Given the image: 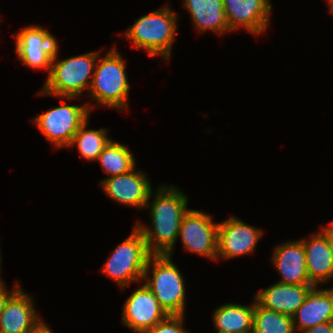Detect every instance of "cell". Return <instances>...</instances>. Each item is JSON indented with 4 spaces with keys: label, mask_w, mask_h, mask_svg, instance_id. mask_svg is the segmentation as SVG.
I'll use <instances>...</instances> for the list:
<instances>
[{
    "label": "cell",
    "mask_w": 333,
    "mask_h": 333,
    "mask_svg": "<svg viewBox=\"0 0 333 333\" xmlns=\"http://www.w3.org/2000/svg\"><path fill=\"white\" fill-rule=\"evenodd\" d=\"M171 258L167 254L151 255L142 281L168 315H185V280Z\"/></svg>",
    "instance_id": "obj_5"
},
{
    "label": "cell",
    "mask_w": 333,
    "mask_h": 333,
    "mask_svg": "<svg viewBox=\"0 0 333 333\" xmlns=\"http://www.w3.org/2000/svg\"><path fill=\"white\" fill-rule=\"evenodd\" d=\"M223 6L231 32L242 27L258 36L269 27L270 0H223Z\"/></svg>",
    "instance_id": "obj_13"
},
{
    "label": "cell",
    "mask_w": 333,
    "mask_h": 333,
    "mask_svg": "<svg viewBox=\"0 0 333 333\" xmlns=\"http://www.w3.org/2000/svg\"><path fill=\"white\" fill-rule=\"evenodd\" d=\"M333 234V222L331 221L328 226H325Z\"/></svg>",
    "instance_id": "obj_29"
},
{
    "label": "cell",
    "mask_w": 333,
    "mask_h": 333,
    "mask_svg": "<svg viewBox=\"0 0 333 333\" xmlns=\"http://www.w3.org/2000/svg\"><path fill=\"white\" fill-rule=\"evenodd\" d=\"M168 316L145 284L129 296L122 309L123 325L137 333H144Z\"/></svg>",
    "instance_id": "obj_11"
},
{
    "label": "cell",
    "mask_w": 333,
    "mask_h": 333,
    "mask_svg": "<svg viewBox=\"0 0 333 333\" xmlns=\"http://www.w3.org/2000/svg\"><path fill=\"white\" fill-rule=\"evenodd\" d=\"M313 287L292 316L295 331L301 333L317 324L333 321V287Z\"/></svg>",
    "instance_id": "obj_17"
},
{
    "label": "cell",
    "mask_w": 333,
    "mask_h": 333,
    "mask_svg": "<svg viewBox=\"0 0 333 333\" xmlns=\"http://www.w3.org/2000/svg\"><path fill=\"white\" fill-rule=\"evenodd\" d=\"M88 120L89 118L80 126L68 147L76 146L82 158L96 161L111 138L108 137L106 128L87 129Z\"/></svg>",
    "instance_id": "obj_22"
},
{
    "label": "cell",
    "mask_w": 333,
    "mask_h": 333,
    "mask_svg": "<svg viewBox=\"0 0 333 333\" xmlns=\"http://www.w3.org/2000/svg\"><path fill=\"white\" fill-rule=\"evenodd\" d=\"M142 171L134 168L128 173L105 178L100 181L102 190L119 204L143 209L153 189Z\"/></svg>",
    "instance_id": "obj_12"
},
{
    "label": "cell",
    "mask_w": 333,
    "mask_h": 333,
    "mask_svg": "<svg viewBox=\"0 0 333 333\" xmlns=\"http://www.w3.org/2000/svg\"><path fill=\"white\" fill-rule=\"evenodd\" d=\"M331 244H332V247H333V234L331 233Z\"/></svg>",
    "instance_id": "obj_31"
},
{
    "label": "cell",
    "mask_w": 333,
    "mask_h": 333,
    "mask_svg": "<svg viewBox=\"0 0 333 333\" xmlns=\"http://www.w3.org/2000/svg\"><path fill=\"white\" fill-rule=\"evenodd\" d=\"M0 249H1V248H0ZM1 254H2V252H1V250H0V271H1V268H2V267H1V266H2V260H1V259H2V255H1ZM0 273H1V272H0ZM2 281H3V280L0 278V282H2Z\"/></svg>",
    "instance_id": "obj_30"
},
{
    "label": "cell",
    "mask_w": 333,
    "mask_h": 333,
    "mask_svg": "<svg viewBox=\"0 0 333 333\" xmlns=\"http://www.w3.org/2000/svg\"><path fill=\"white\" fill-rule=\"evenodd\" d=\"M177 19V15L167 4L141 16L123 35L125 39L132 41V47L135 49H144L151 57L159 55L165 61H169L178 34Z\"/></svg>",
    "instance_id": "obj_3"
},
{
    "label": "cell",
    "mask_w": 333,
    "mask_h": 333,
    "mask_svg": "<svg viewBox=\"0 0 333 333\" xmlns=\"http://www.w3.org/2000/svg\"><path fill=\"white\" fill-rule=\"evenodd\" d=\"M292 316L261 306L254 298L252 333H295Z\"/></svg>",
    "instance_id": "obj_23"
},
{
    "label": "cell",
    "mask_w": 333,
    "mask_h": 333,
    "mask_svg": "<svg viewBox=\"0 0 333 333\" xmlns=\"http://www.w3.org/2000/svg\"><path fill=\"white\" fill-rule=\"evenodd\" d=\"M105 54L97 58L88 97L100 106L127 110L130 87L126 64L115 46Z\"/></svg>",
    "instance_id": "obj_4"
},
{
    "label": "cell",
    "mask_w": 333,
    "mask_h": 333,
    "mask_svg": "<svg viewBox=\"0 0 333 333\" xmlns=\"http://www.w3.org/2000/svg\"><path fill=\"white\" fill-rule=\"evenodd\" d=\"M185 315H169L166 319L159 322L144 333H189L183 328Z\"/></svg>",
    "instance_id": "obj_24"
},
{
    "label": "cell",
    "mask_w": 333,
    "mask_h": 333,
    "mask_svg": "<svg viewBox=\"0 0 333 333\" xmlns=\"http://www.w3.org/2000/svg\"><path fill=\"white\" fill-rule=\"evenodd\" d=\"M301 333H333V321L317 324Z\"/></svg>",
    "instance_id": "obj_25"
},
{
    "label": "cell",
    "mask_w": 333,
    "mask_h": 333,
    "mask_svg": "<svg viewBox=\"0 0 333 333\" xmlns=\"http://www.w3.org/2000/svg\"><path fill=\"white\" fill-rule=\"evenodd\" d=\"M272 256V263L281 276L278 283L313 285L307 272L305 248L301 239L276 245Z\"/></svg>",
    "instance_id": "obj_16"
},
{
    "label": "cell",
    "mask_w": 333,
    "mask_h": 333,
    "mask_svg": "<svg viewBox=\"0 0 333 333\" xmlns=\"http://www.w3.org/2000/svg\"><path fill=\"white\" fill-rule=\"evenodd\" d=\"M314 285H290L274 283L255 294V300L263 307L293 316L303 304Z\"/></svg>",
    "instance_id": "obj_18"
},
{
    "label": "cell",
    "mask_w": 333,
    "mask_h": 333,
    "mask_svg": "<svg viewBox=\"0 0 333 333\" xmlns=\"http://www.w3.org/2000/svg\"><path fill=\"white\" fill-rule=\"evenodd\" d=\"M35 302L19 285L0 312V333H27L40 319Z\"/></svg>",
    "instance_id": "obj_15"
},
{
    "label": "cell",
    "mask_w": 333,
    "mask_h": 333,
    "mask_svg": "<svg viewBox=\"0 0 333 333\" xmlns=\"http://www.w3.org/2000/svg\"><path fill=\"white\" fill-rule=\"evenodd\" d=\"M305 248L306 267L314 286L333 279V247L331 232L324 226L309 239H301Z\"/></svg>",
    "instance_id": "obj_14"
},
{
    "label": "cell",
    "mask_w": 333,
    "mask_h": 333,
    "mask_svg": "<svg viewBox=\"0 0 333 333\" xmlns=\"http://www.w3.org/2000/svg\"><path fill=\"white\" fill-rule=\"evenodd\" d=\"M196 31H214L218 35L231 32L226 19L223 0H183Z\"/></svg>",
    "instance_id": "obj_19"
},
{
    "label": "cell",
    "mask_w": 333,
    "mask_h": 333,
    "mask_svg": "<svg viewBox=\"0 0 333 333\" xmlns=\"http://www.w3.org/2000/svg\"><path fill=\"white\" fill-rule=\"evenodd\" d=\"M19 286V283H16L13 286V289H11V291H9L6 287V285L4 284V282H0V312L2 311L4 302L6 301V299L8 298V296Z\"/></svg>",
    "instance_id": "obj_26"
},
{
    "label": "cell",
    "mask_w": 333,
    "mask_h": 333,
    "mask_svg": "<svg viewBox=\"0 0 333 333\" xmlns=\"http://www.w3.org/2000/svg\"><path fill=\"white\" fill-rule=\"evenodd\" d=\"M152 194L153 191L145 205V208L150 207L152 225L147 227L138 222L136 226L152 255L167 254L172 257L183 216L189 211L188 197L178 187L165 184L157 188L155 195Z\"/></svg>",
    "instance_id": "obj_1"
},
{
    "label": "cell",
    "mask_w": 333,
    "mask_h": 333,
    "mask_svg": "<svg viewBox=\"0 0 333 333\" xmlns=\"http://www.w3.org/2000/svg\"><path fill=\"white\" fill-rule=\"evenodd\" d=\"M151 255L142 232L135 225L130 236L110 253L101 271L125 289L133 282L143 280Z\"/></svg>",
    "instance_id": "obj_6"
},
{
    "label": "cell",
    "mask_w": 333,
    "mask_h": 333,
    "mask_svg": "<svg viewBox=\"0 0 333 333\" xmlns=\"http://www.w3.org/2000/svg\"><path fill=\"white\" fill-rule=\"evenodd\" d=\"M179 236L186 251L216 261L218 223L209 214L189 209L183 216Z\"/></svg>",
    "instance_id": "obj_8"
},
{
    "label": "cell",
    "mask_w": 333,
    "mask_h": 333,
    "mask_svg": "<svg viewBox=\"0 0 333 333\" xmlns=\"http://www.w3.org/2000/svg\"><path fill=\"white\" fill-rule=\"evenodd\" d=\"M14 39L16 54L22 64L31 69H45L49 75L58 45L54 35L44 27L28 25L23 27Z\"/></svg>",
    "instance_id": "obj_9"
},
{
    "label": "cell",
    "mask_w": 333,
    "mask_h": 333,
    "mask_svg": "<svg viewBox=\"0 0 333 333\" xmlns=\"http://www.w3.org/2000/svg\"><path fill=\"white\" fill-rule=\"evenodd\" d=\"M27 333H53L42 318Z\"/></svg>",
    "instance_id": "obj_27"
},
{
    "label": "cell",
    "mask_w": 333,
    "mask_h": 333,
    "mask_svg": "<svg viewBox=\"0 0 333 333\" xmlns=\"http://www.w3.org/2000/svg\"><path fill=\"white\" fill-rule=\"evenodd\" d=\"M136 159L126 145L113 141L105 146L96 161H99L106 178L128 173L136 168Z\"/></svg>",
    "instance_id": "obj_21"
},
{
    "label": "cell",
    "mask_w": 333,
    "mask_h": 333,
    "mask_svg": "<svg viewBox=\"0 0 333 333\" xmlns=\"http://www.w3.org/2000/svg\"><path fill=\"white\" fill-rule=\"evenodd\" d=\"M262 234L260 228L234 216L219 222L216 261L251 254Z\"/></svg>",
    "instance_id": "obj_10"
},
{
    "label": "cell",
    "mask_w": 333,
    "mask_h": 333,
    "mask_svg": "<svg viewBox=\"0 0 333 333\" xmlns=\"http://www.w3.org/2000/svg\"><path fill=\"white\" fill-rule=\"evenodd\" d=\"M254 301L250 305L225 303L213 313L217 333H252Z\"/></svg>",
    "instance_id": "obj_20"
},
{
    "label": "cell",
    "mask_w": 333,
    "mask_h": 333,
    "mask_svg": "<svg viewBox=\"0 0 333 333\" xmlns=\"http://www.w3.org/2000/svg\"><path fill=\"white\" fill-rule=\"evenodd\" d=\"M58 49L59 45L53 55L50 73L38 94L54 95L61 100L79 99L85 89H90L95 64L101 52L92 51L58 60Z\"/></svg>",
    "instance_id": "obj_2"
},
{
    "label": "cell",
    "mask_w": 333,
    "mask_h": 333,
    "mask_svg": "<svg viewBox=\"0 0 333 333\" xmlns=\"http://www.w3.org/2000/svg\"><path fill=\"white\" fill-rule=\"evenodd\" d=\"M328 3V5H329V12L333 15V0H326Z\"/></svg>",
    "instance_id": "obj_28"
},
{
    "label": "cell",
    "mask_w": 333,
    "mask_h": 333,
    "mask_svg": "<svg viewBox=\"0 0 333 333\" xmlns=\"http://www.w3.org/2000/svg\"><path fill=\"white\" fill-rule=\"evenodd\" d=\"M93 103L62 105L39 114L32 121L54 148H68L80 126L89 118Z\"/></svg>",
    "instance_id": "obj_7"
}]
</instances>
